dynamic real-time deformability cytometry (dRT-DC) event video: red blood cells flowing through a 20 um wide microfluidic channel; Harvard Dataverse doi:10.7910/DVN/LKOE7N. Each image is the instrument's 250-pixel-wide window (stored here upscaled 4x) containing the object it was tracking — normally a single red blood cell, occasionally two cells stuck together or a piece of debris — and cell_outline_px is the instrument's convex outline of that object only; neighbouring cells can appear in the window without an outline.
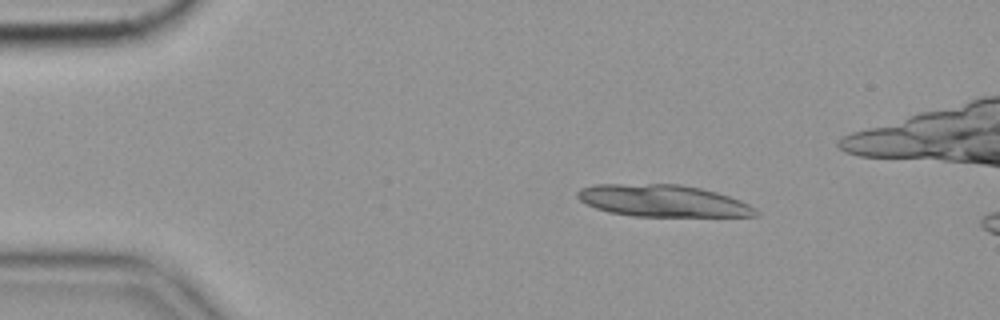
{"species": "common noctule bat (a hibernating species)", "species_latin": "Nyctalus noctula", "temperature_condition": "cold", "stored_images_in_passage": 14, "camera_frame_rate_fps": 3000, "um_per_image_px": 0.085, "animal": {"sex": "female", "body_mass_g": 19.9}, "frame": {"image": 1, "passage_image": 8, "time_ms": 2.333, "image_size_px": [1000, 320], "cell_outline_px": [[760, 216], [632, 216], [608, 212], [596, 208], [580, 200], [576, 196], [576, 192], [580, 188], [596, 184], [680, 184], [700, 188], [716, 192], [740, 200], [756, 208], [760, 212]], "centroid_in_image_um": [56.34, 17.07], "position_along_channel_um": 28.7, "area_um2": 33.23}}